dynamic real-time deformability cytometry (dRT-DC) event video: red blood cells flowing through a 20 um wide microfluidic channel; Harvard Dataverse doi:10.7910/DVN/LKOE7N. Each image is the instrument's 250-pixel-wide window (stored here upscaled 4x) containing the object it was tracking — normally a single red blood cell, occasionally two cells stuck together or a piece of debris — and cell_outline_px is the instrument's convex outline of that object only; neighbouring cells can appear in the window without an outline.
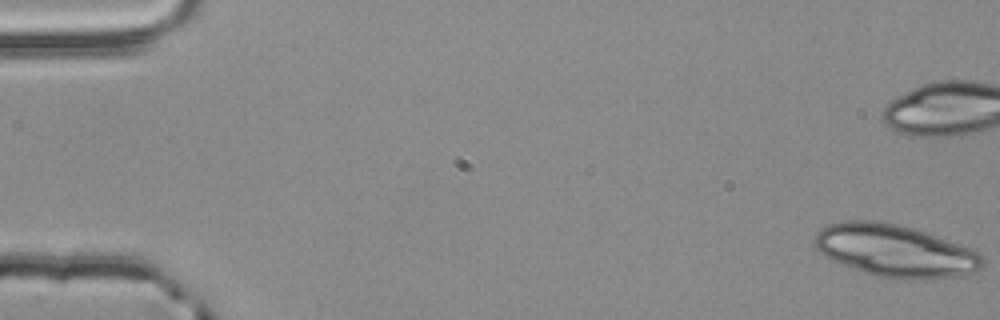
{"species": "common noctule bat (a hibernating species)", "species_latin": "Nyctalus noctula", "temperature_condition": "room temperature", "stored_images_in_passage": 20, "camera_frame_rate_fps": 3000, "um_per_image_px": 0.085, "animal": {"sex": "male", "body_mass_g": 20.4}, "frame": {"image": 1, "passage_image": 1, "time_ms": 0.0, "image_size_px": [1000, 320], "cell_outline_px": [[984, 268], [964, 276], [928, 280], [900, 280], [872, 276], [840, 264], [824, 256], [812, 244], [812, 240], [816, 232], [820, 228], [828, 224], [840, 220], [872, 220], [896, 224], [912, 228], [972, 248], [980, 252], [984, 256]], "centroid_in_image_um": [76.09, 21.34], "position_along_channel_um": 8.9, "area_um2": 52.42}}